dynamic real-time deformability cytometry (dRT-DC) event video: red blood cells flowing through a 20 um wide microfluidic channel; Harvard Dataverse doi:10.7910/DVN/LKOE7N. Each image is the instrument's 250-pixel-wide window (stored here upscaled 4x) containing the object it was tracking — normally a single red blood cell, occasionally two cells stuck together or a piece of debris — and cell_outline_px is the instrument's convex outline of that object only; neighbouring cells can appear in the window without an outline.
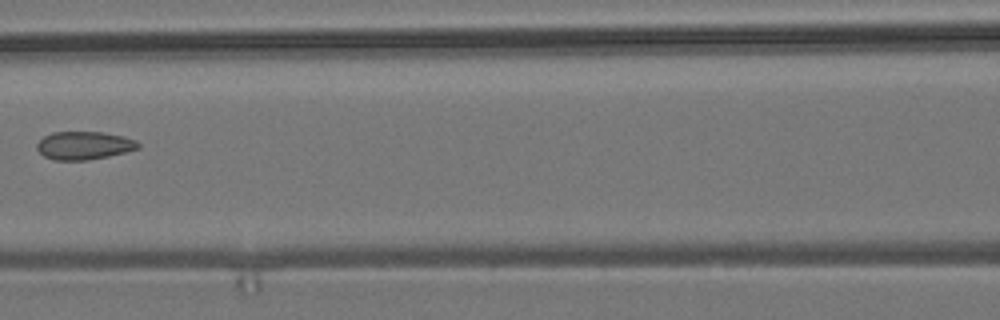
{"species": "common noctule bat (a hibernating species)", "species_latin": "Nyctalus noctula", "temperature_condition": "room temperature", "stored_images_in_passage": 5, "camera_frame_rate_fps": 3000, "um_per_image_px": 0.085, "animal": {"sex": "male", "body_mass_g": 19.2, "forearm_length_mm": 51.8}, "frame": {"image": 1, "passage_image": 4, "time_ms": 3.667, "image_size_px": [1000, 320], "cell_outline_px": [[140, 148], [108, 156], [88, 160], [56, 160], [44, 156], [36, 148], [36, 144], [44, 136], [52, 132], [104, 132], [124, 136], [136, 140], [140, 144]], "centroid_in_image_um": [7.15, 12.36], "position_along_channel_um": 159.4, "area_um2": 16.59}}
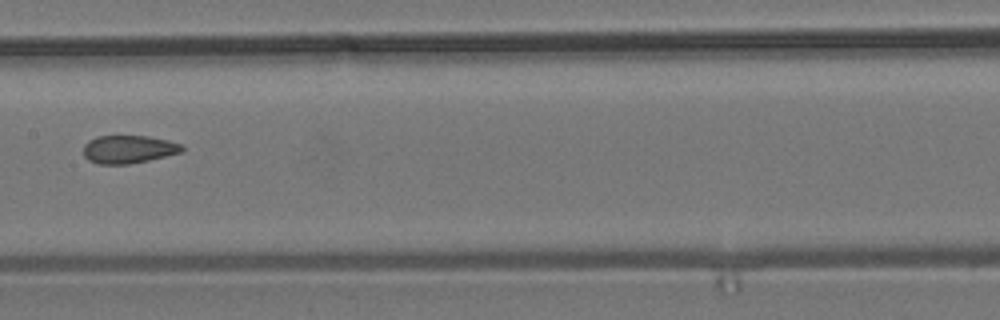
{"frame": {"image": 2, "passage_image": 5, "time_ms": 4.667, "image_size_px": [1000, 320], "cell_outline_px": [[184, 152], [148, 160], [128, 164], [96, 164], [88, 160], [84, 156], [84, 144], [88, 140], [96, 136], [148, 136], [168, 140], [180, 144], [184, 148]], "centroid_in_image_um": [10.91, 12.69], "position_along_channel_um": 196.5, "area_um2": 16.18}}